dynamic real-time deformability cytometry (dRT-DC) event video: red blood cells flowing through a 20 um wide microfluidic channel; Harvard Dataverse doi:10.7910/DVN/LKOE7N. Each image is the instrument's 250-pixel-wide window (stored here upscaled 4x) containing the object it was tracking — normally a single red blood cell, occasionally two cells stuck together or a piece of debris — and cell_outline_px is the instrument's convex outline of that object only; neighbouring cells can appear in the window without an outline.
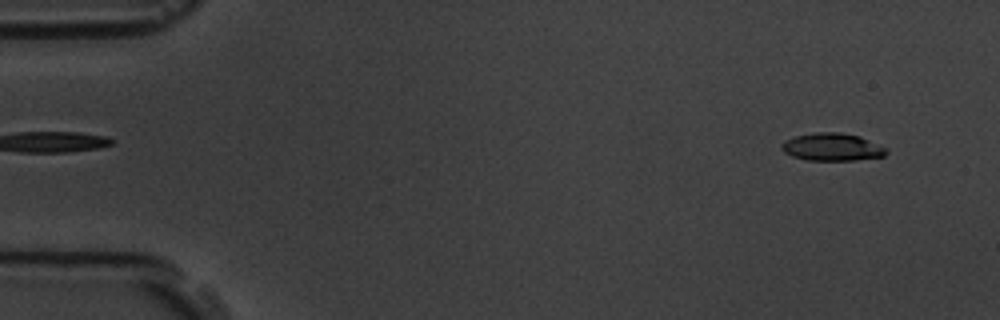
{"species": "common noctule bat (a hibernating species)", "species_latin": "Nyctalus noctula", "temperature_condition": "room temperature", "stored_images_in_passage": 4, "camera_frame_rate_fps": 3000, "um_per_image_px": 0.085, "animal": {"sex": "male", "body_mass_g": 19.5, "forearm_length_mm": 54.6}, "frame": {"image": 1, "passage_image": 1, "time_ms": 0.0, "image_size_px": [1000, 320], "cell_outline_px": [[888, 152], [884, 156], [856, 160], [808, 160], [792, 156], [784, 152], [780, 148], [780, 144], [784, 140], [796, 136], [816, 132], [840, 132], [860, 136], [888, 148]], "centroid_in_image_um": [70.74, 12.49], "position_along_channel_um": 14.3, "area_um2": 16.99}}
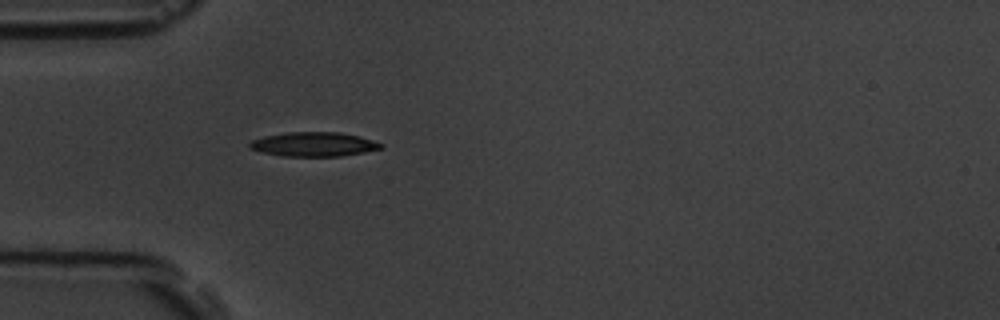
{"frame": {"image": 2, "passage_image": 4, "time_ms": 4.333, "image_size_px": [1000, 320], "cell_outline_px": [[384, 148], [364, 152], [340, 156], [280, 156], [248, 148], [248, 144], [252, 140], [264, 136], [288, 132], [340, 132], [360, 136], [384, 144]], "centroid_in_image_um": [26.68, 12.26], "position_along_channel_um": 58.3, "area_um2": 18.61}}